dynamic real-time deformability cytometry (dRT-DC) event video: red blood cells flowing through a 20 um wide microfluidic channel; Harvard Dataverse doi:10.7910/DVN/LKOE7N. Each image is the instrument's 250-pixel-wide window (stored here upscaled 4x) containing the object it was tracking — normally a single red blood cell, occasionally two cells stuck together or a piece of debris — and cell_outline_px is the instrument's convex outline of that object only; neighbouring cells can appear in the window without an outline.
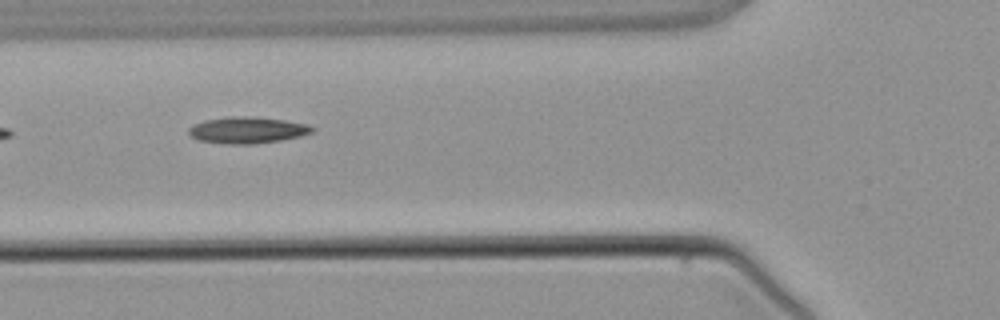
{"species": "common noctule bat (a hibernating species)", "species_latin": "Nyctalus noctula", "temperature_condition": "warm", "stored_images_in_passage": 3, "camera_frame_rate_fps": 3000, "um_per_image_px": 0.085, "animal": {"sex": "male", "body_mass_g": 21.5, "forearm_length_mm": 52.0}, "frame": {"image": 1, "passage_image": 3, "time_ms": 2.333, "image_size_px": [1000, 320], "cell_outline_px": [[316, 128], [312, 132], [300, 136], [280, 140], [252, 144], [224, 144], [200, 140], [192, 136], [188, 132], [188, 128], [192, 124], [204, 120], [236, 116], [248, 116], [284, 120], [308, 124]], "centroid_in_image_um": [21.02, 11.06], "position_along_channel_um": 104.8, "area_um2": 18.96}}